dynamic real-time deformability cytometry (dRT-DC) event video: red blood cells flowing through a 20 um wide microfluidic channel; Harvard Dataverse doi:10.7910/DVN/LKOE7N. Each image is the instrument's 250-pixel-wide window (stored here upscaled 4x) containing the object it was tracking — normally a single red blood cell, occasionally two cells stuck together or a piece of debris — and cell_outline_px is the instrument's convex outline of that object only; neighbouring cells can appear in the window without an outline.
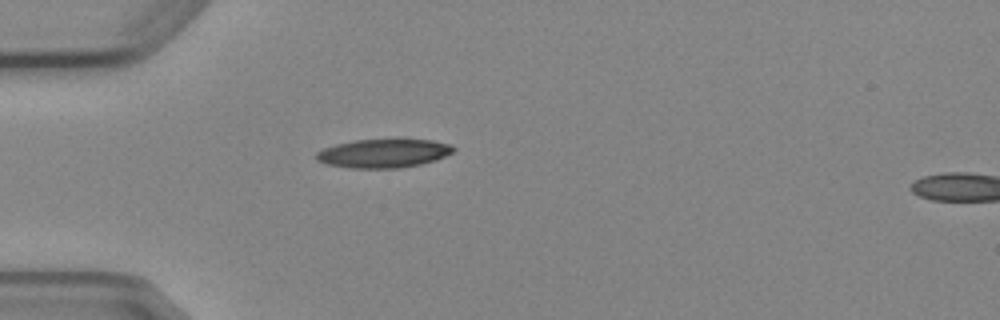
{"species": "Egyptian fruit bat (a non-hibernating species)", "species_latin": "Rousettus aegyptiacus", "temperature_condition": "cold", "stored_images_in_passage": 5, "camera_frame_rate_fps": 3000, "um_per_image_px": 0.085, "animal": {"sex": "female"}, "frame": {"image": 1, "passage_image": 5, "time_ms": 5.0, "image_size_px": [1000, 320], "cell_outline_px": [[456, 148], [452, 152], [436, 160], [420, 164], [400, 168], [348, 168], [328, 164], [316, 160], [316, 152], [324, 148], [336, 144], [356, 140], [396, 136], [432, 140], [452, 144]], "centroid_in_image_um": [32.65, 12.98], "position_along_channel_um": 52.4, "area_um2": 23.87}}